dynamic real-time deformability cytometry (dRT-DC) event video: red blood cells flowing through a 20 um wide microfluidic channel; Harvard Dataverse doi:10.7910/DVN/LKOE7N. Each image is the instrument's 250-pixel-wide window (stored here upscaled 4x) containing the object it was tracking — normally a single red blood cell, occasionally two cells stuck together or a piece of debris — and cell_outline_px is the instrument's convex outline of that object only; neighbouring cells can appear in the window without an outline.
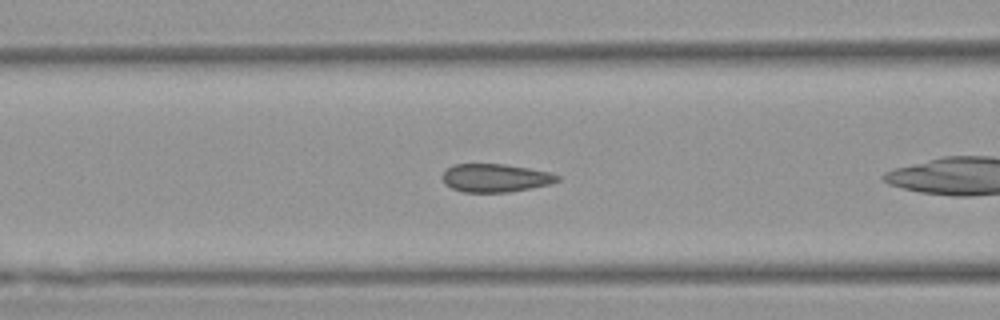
{"species": "Egyptian fruit bat (a non-hibernating species)", "species_latin": "Rousettus aegyptiacus", "temperature_condition": "warm", "stored_images_in_passage": 40, "camera_frame_rate_fps": 3000, "um_per_image_px": 0.085, "animal": {"sex": "female"}, "frame": {"image": 1, "passage_image": 7, "time_ms": 2.0, "image_size_px": [1000, 320], "cell_outline_px": [[560, 180], [548, 184], [508, 192], [464, 192], [452, 188], [444, 184], [440, 176], [448, 168], [456, 164], [504, 164], [552, 172], [560, 176]], "centroid_in_image_um": [42.09, 15.12], "position_along_channel_um": 124.5, "area_um2": 18.84}, "authors_computed_cell_mechanics": {"area_um2": 18.8428, "velocity_mm_per_s": 3.8184, "shape_relaxation_time_tau1_ms": 5.4534, "shape_relaxation_time_tau2_ms": null, "deformation_change_tau1": 0.1161, "deformation_change_tau2": null}}